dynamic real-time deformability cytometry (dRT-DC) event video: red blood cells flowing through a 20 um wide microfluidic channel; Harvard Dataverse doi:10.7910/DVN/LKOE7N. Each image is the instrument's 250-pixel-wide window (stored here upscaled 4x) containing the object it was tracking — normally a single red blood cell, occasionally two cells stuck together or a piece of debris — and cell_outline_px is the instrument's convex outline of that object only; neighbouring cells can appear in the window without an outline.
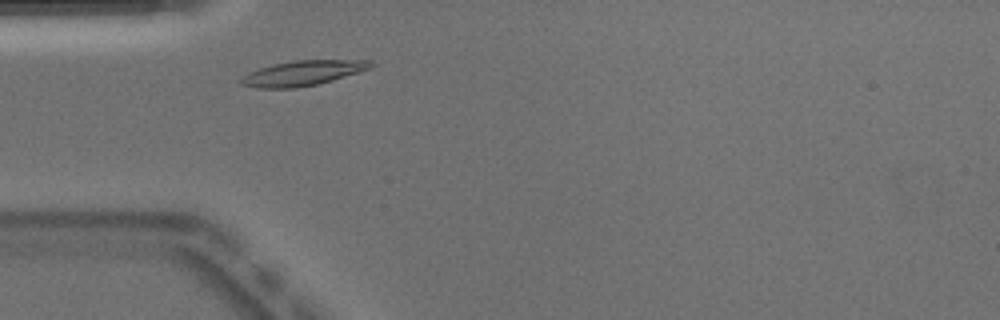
{"species": "Egyptian fruit bat (a non-hibernating species)", "species_latin": "Rousettus aegyptiacus", "temperature_condition": "warm", "stored_images_in_passage": 39, "camera_frame_rate_fps": 3000, "um_per_image_px": 0.085, "animal": {"sex": "male"}, "frame": {"image": 1, "passage_image": 3, "time_ms": 0.667, "image_size_px": [1000, 320], "cell_outline_px": [[372, 68], [332, 80], [316, 84], [296, 88], [260, 88], [240, 84], [240, 80], [248, 72], [260, 68], [292, 60], [372, 60]], "centroid_in_image_um": [25.74, 6.21], "position_along_channel_um": 59.3, "area_um2": 18.67}}
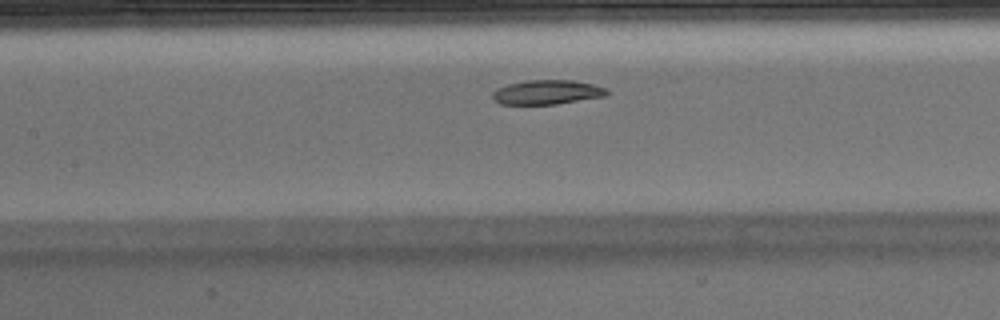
{"frame": {"image": 2, "passage_image": 11, "time_ms": 3.333, "image_size_px": [1000, 320], "cell_outline_px": [[608, 96], [556, 104], [500, 104], [492, 96], [492, 92], [496, 88], [508, 84], [528, 80], [572, 80], [592, 84], [604, 88], [608, 92]], "centroid_in_image_um": [46.5, 7.84], "position_along_channel_um": 160.9, "area_um2": 16.18}}
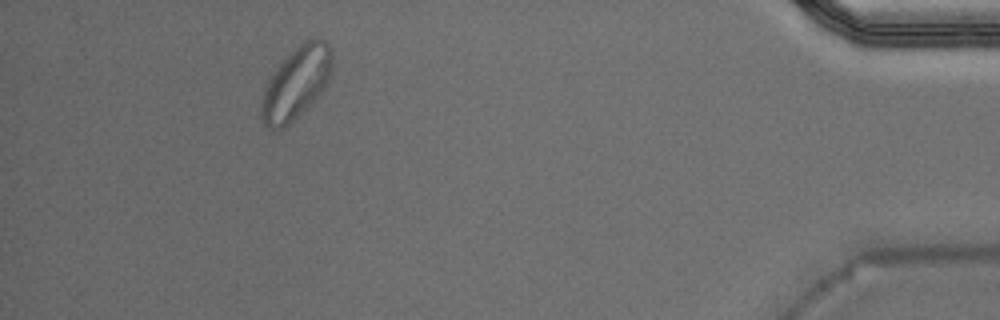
{"frame": {"image": 3, "passage_image": 35, "time_ms": 11.333, "image_size_px": [1000, 320], "cell_outline_px": [[332, 68], [328, 80], [324, 88], [284, 128], [268, 128], [264, 124], [260, 116], [260, 104], [264, 88], [268, 80], [276, 68], [304, 40], [324, 40], [328, 44], [332, 52]], "centroid_in_image_um": [25.15, 7.06], "position_along_channel_um": 410.1, "area_um2": 28.9}, "authors_computed_cell_mechanics": {"area_um2": 17.5712, "velocity_mm_per_s": 3.8666, "shape_relaxation_time_tau1_ms": 6.4789, "shape_relaxation_time_tau2_ms": 4.5822, "deformation_change_tau1": 0.1714, "deformation_change_tau2": 0.0805}}